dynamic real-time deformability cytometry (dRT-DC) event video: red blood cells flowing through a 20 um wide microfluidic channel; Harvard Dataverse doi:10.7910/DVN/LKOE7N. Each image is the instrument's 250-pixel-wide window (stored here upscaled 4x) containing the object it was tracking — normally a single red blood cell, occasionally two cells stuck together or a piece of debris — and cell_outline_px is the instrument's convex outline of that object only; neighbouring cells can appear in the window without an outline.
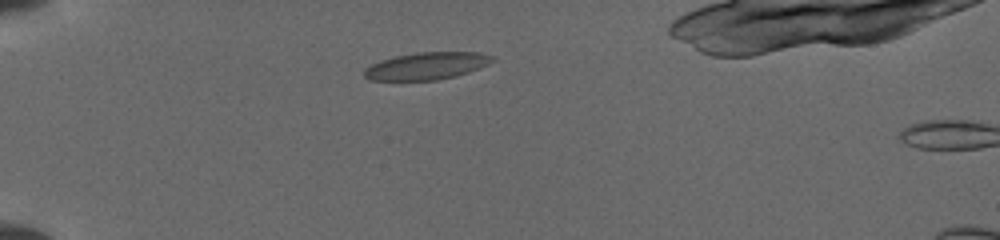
{"species": "common noctule bat (a hibernating species)", "species_latin": "Nyctalus noctula", "temperature_condition": "cold", "stored_images_in_passage": 3, "camera_frame_rate_fps": 3000, "um_per_image_px": 0.085, "animal": {"sex": "female", "body_mass_g": 19.5, "forearm_length_mm": 54.1}, "frame": {"image": 1, "passage_image": 1, "time_ms": 0.0, "image_size_px": [1000, 240], "cell_outline_px": [[496, 60], [480, 68], [456, 76], [436, 80], [368, 80], [364, 76], [364, 68], [380, 60], [396, 56], [416, 52], [480, 52], [496, 56]], "centroid_in_image_um": [36.3, 5.59], "position_along_channel_um": 48.7, "area_um2": 20.52}}